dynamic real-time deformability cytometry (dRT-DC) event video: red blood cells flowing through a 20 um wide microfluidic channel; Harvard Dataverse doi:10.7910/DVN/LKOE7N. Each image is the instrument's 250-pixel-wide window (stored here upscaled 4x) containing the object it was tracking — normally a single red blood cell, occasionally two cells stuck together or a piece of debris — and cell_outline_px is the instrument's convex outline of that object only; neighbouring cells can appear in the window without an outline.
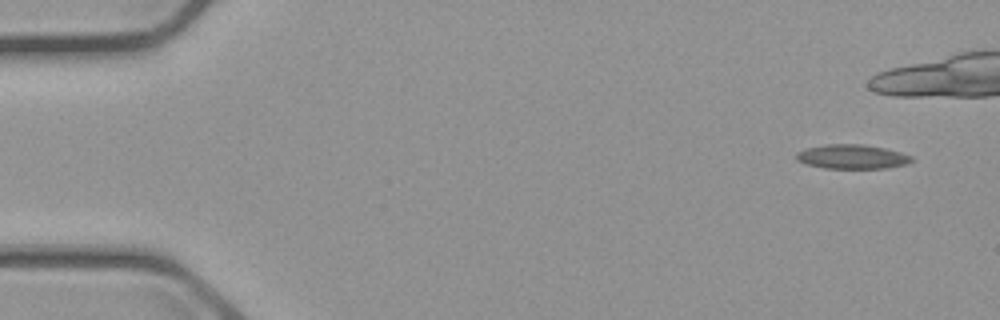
{"species": "common noctule bat (a hibernating species)", "species_latin": "Nyctalus noctula", "temperature_condition": "cold", "stored_images_in_passage": 5, "camera_frame_rate_fps": 3000, "um_per_image_px": 0.085, "animal": {"sex": "male", "body_mass_g": 23.1, "forearm_length_mm": 52.7}, "frame": {"image": 1, "passage_image": 1, "time_ms": 0.0, "image_size_px": [1000, 320], "cell_outline_px": [[912, 160], [908, 164], [888, 168], [824, 168], [804, 164], [796, 160], [796, 152], [808, 148], [828, 144], [860, 144], [884, 148], [900, 152], [912, 156]], "centroid_in_image_um": [72.42, 13.33], "position_along_channel_um": 12.6, "area_um2": 16.3}}